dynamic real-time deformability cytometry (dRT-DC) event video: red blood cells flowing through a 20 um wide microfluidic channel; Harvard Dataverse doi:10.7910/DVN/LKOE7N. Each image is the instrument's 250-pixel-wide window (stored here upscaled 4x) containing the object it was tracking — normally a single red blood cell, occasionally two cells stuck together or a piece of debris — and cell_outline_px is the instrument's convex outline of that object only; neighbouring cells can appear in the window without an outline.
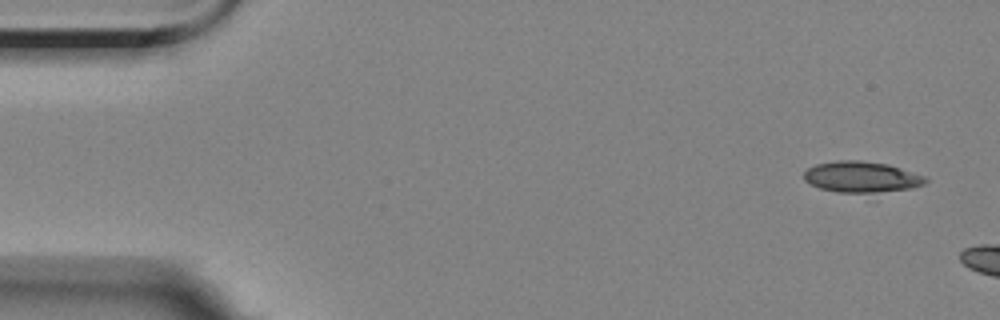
{"species": "Egyptian fruit bat (a non-hibernating species)", "species_latin": "Rousettus aegyptiacus", "temperature_condition": "room temperature", "stored_images_in_passage": 3, "camera_frame_rate_fps": 3000, "um_per_image_px": 0.085, "animal": {"sex": "female"}, "frame": {"image": 1, "passage_image": 1, "time_ms": 0.0, "image_size_px": [1000, 320], "cell_outline_px": [[928, 180], [924, 184], [912, 188], [872, 192], [836, 192], [820, 188], [804, 180], [804, 172], [808, 168], [816, 164], [836, 160], [860, 160], [888, 164], [924, 176]], "centroid_in_image_um": [73.2, 15.02], "position_along_channel_um": 11.8, "area_um2": 21.68}}